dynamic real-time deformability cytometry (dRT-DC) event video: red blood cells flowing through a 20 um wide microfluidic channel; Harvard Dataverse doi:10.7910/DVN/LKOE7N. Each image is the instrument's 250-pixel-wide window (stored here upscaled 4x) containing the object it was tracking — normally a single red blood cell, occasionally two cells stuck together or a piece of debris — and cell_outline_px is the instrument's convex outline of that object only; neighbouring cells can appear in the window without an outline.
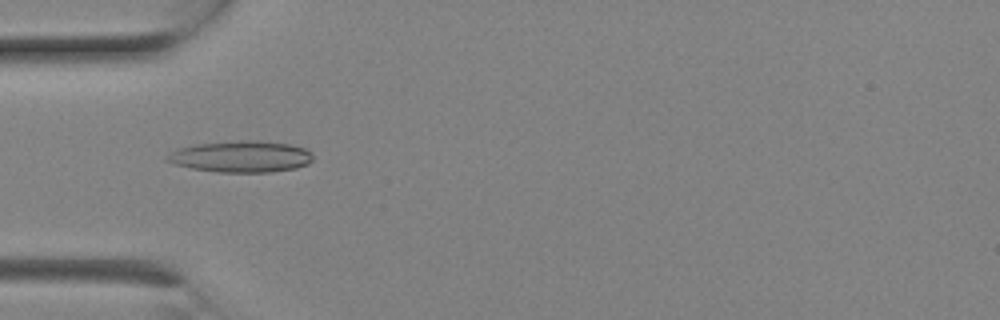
{"species": "Egyptian fruit bat (a non-hibernating species)", "species_latin": "Rousettus aegyptiacus", "temperature_condition": "room temperature", "stored_images_in_passage": 5, "camera_frame_rate_fps": 3000, "um_per_image_px": 0.085, "animal": {"sex": "female"}, "frame": {"image": 1, "passage_image": 4, "time_ms": 1.0, "image_size_px": [1000, 320], "cell_outline_px": [[312, 160], [308, 164], [296, 168], [268, 172], [216, 172], [192, 168], [176, 164], [164, 160], [164, 156], [176, 148], [196, 144], [240, 140], [260, 140], [288, 144], [304, 148], [312, 152]], "centroid_in_image_um": [20.46, 13.3], "position_along_channel_um": 64.5, "area_um2": 26.88}}
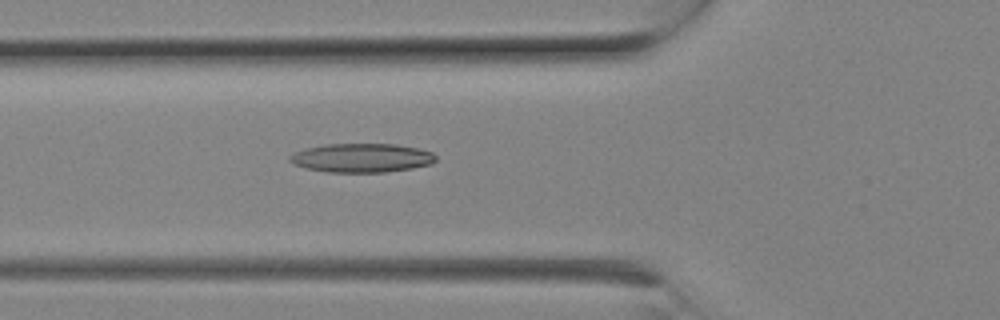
{"frame": {"image": 2, "passage_image": 5, "time_ms": 1.333, "image_size_px": [1000, 320], "cell_outline_px": [[436, 160], [432, 164], [412, 168], [384, 172], [328, 172], [304, 168], [292, 164], [288, 160], [288, 156], [296, 152], [308, 148], [328, 144], [396, 144], [416, 148], [432, 152], [436, 156]], "centroid_in_image_um": [30.73, 13.42], "position_along_channel_um": 95.1, "area_um2": 24.57}}